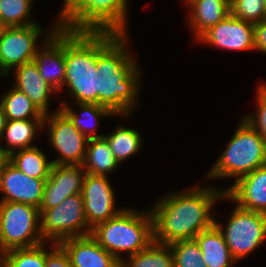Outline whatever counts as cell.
I'll list each match as a JSON object with an SVG mask.
<instances>
[{"instance_id":"cell-1","label":"cell","mask_w":266,"mask_h":267,"mask_svg":"<svg viewBox=\"0 0 266 267\" xmlns=\"http://www.w3.org/2000/svg\"><path fill=\"white\" fill-rule=\"evenodd\" d=\"M223 198L224 189L195 186L181 194L172 192L160 199L151 208L154 241L170 244L178 240H194L200 232L215 224L210 210L216 200Z\"/></svg>"},{"instance_id":"cell-2","label":"cell","mask_w":266,"mask_h":267,"mask_svg":"<svg viewBox=\"0 0 266 267\" xmlns=\"http://www.w3.org/2000/svg\"><path fill=\"white\" fill-rule=\"evenodd\" d=\"M127 34L116 33L97 53L98 104L126 117L137 102L140 70L126 48ZM136 101V102H135Z\"/></svg>"},{"instance_id":"cell-3","label":"cell","mask_w":266,"mask_h":267,"mask_svg":"<svg viewBox=\"0 0 266 267\" xmlns=\"http://www.w3.org/2000/svg\"><path fill=\"white\" fill-rule=\"evenodd\" d=\"M65 29V79L74 101L98 104L96 53L115 35Z\"/></svg>"},{"instance_id":"cell-4","label":"cell","mask_w":266,"mask_h":267,"mask_svg":"<svg viewBox=\"0 0 266 267\" xmlns=\"http://www.w3.org/2000/svg\"><path fill=\"white\" fill-rule=\"evenodd\" d=\"M91 236L121 262L123 257L119 253L127 252L128 256L134 255L154 240L151 210L140 213L123 209L115 217L97 224L92 229Z\"/></svg>"},{"instance_id":"cell-5","label":"cell","mask_w":266,"mask_h":267,"mask_svg":"<svg viewBox=\"0 0 266 267\" xmlns=\"http://www.w3.org/2000/svg\"><path fill=\"white\" fill-rule=\"evenodd\" d=\"M207 178H237L266 165V142L244 118Z\"/></svg>"},{"instance_id":"cell-6","label":"cell","mask_w":266,"mask_h":267,"mask_svg":"<svg viewBox=\"0 0 266 267\" xmlns=\"http://www.w3.org/2000/svg\"><path fill=\"white\" fill-rule=\"evenodd\" d=\"M127 0H80L61 20L72 31H109L126 34Z\"/></svg>"},{"instance_id":"cell-7","label":"cell","mask_w":266,"mask_h":267,"mask_svg":"<svg viewBox=\"0 0 266 267\" xmlns=\"http://www.w3.org/2000/svg\"><path fill=\"white\" fill-rule=\"evenodd\" d=\"M39 209L19 202H0V248H31L45 241L41 236ZM44 241V242H43Z\"/></svg>"},{"instance_id":"cell-8","label":"cell","mask_w":266,"mask_h":267,"mask_svg":"<svg viewBox=\"0 0 266 267\" xmlns=\"http://www.w3.org/2000/svg\"><path fill=\"white\" fill-rule=\"evenodd\" d=\"M40 229L42 239L55 244L68 238L91 235L82 195L69 196L56 207L44 210L40 214Z\"/></svg>"},{"instance_id":"cell-9","label":"cell","mask_w":266,"mask_h":267,"mask_svg":"<svg viewBox=\"0 0 266 267\" xmlns=\"http://www.w3.org/2000/svg\"><path fill=\"white\" fill-rule=\"evenodd\" d=\"M232 257L239 261L266 239V214L235 206L225 230L215 220Z\"/></svg>"},{"instance_id":"cell-10","label":"cell","mask_w":266,"mask_h":267,"mask_svg":"<svg viewBox=\"0 0 266 267\" xmlns=\"http://www.w3.org/2000/svg\"><path fill=\"white\" fill-rule=\"evenodd\" d=\"M43 33L40 24L1 27L0 29V75L33 61L38 51L37 39Z\"/></svg>"},{"instance_id":"cell-11","label":"cell","mask_w":266,"mask_h":267,"mask_svg":"<svg viewBox=\"0 0 266 267\" xmlns=\"http://www.w3.org/2000/svg\"><path fill=\"white\" fill-rule=\"evenodd\" d=\"M48 121V122H47ZM49 126V142L58 151L60 157L52 160L53 164L82 165L86 156L88 138L85 137L58 109L53 114L44 116L43 126Z\"/></svg>"},{"instance_id":"cell-12","label":"cell","mask_w":266,"mask_h":267,"mask_svg":"<svg viewBox=\"0 0 266 267\" xmlns=\"http://www.w3.org/2000/svg\"><path fill=\"white\" fill-rule=\"evenodd\" d=\"M81 195L86 220L91 229L115 217L123 210L114 207L115 196L107 176L86 173Z\"/></svg>"},{"instance_id":"cell-13","label":"cell","mask_w":266,"mask_h":267,"mask_svg":"<svg viewBox=\"0 0 266 267\" xmlns=\"http://www.w3.org/2000/svg\"><path fill=\"white\" fill-rule=\"evenodd\" d=\"M51 29L33 62L41 77L57 91L64 86L65 79V29L60 27L59 22Z\"/></svg>"},{"instance_id":"cell-14","label":"cell","mask_w":266,"mask_h":267,"mask_svg":"<svg viewBox=\"0 0 266 267\" xmlns=\"http://www.w3.org/2000/svg\"><path fill=\"white\" fill-rule=\"evenodd\" d=\"M85 176L82 165L53 164L44 185L39 213L56 207L69 196L81 194Z\"/></svg>"},{"instance_id":"cell-15","label":"cell","mask_w":266,"mask_h":267,"mask_svg":"<svg viewBox=\"0 0 266 267\" xmlns=\"http://www.w3.org/2000/svg\"><path fill=\"white\" fill-rule=\"evenodd\" d=\"M47 179L31 178L22 173L8 159L0 171V202H19L39 208Z\"/></svg>"},{"instance_id":"cell-16","label":"cell","mask_w":266,"mask_h":267,"mask_svg":"<svg viewBox=\"0 0 266 267\" xmlns=\"http://www.w3.org/2000/svg\"><path fill=\"white\" fill-rule=\"evenodd\" d=\"M198 41L230 50H255L254 24L230 14L205 31Z\"/></svg>"},{"instance_id":"cell-17","label":"cell","mask_w":266,"mask_h":267,"mask_svg":"<svg viewBox=\"0 0 266 267\" xmlns=\"http://www.w3.org/2000/svg\"><path fill=\"white\" fill-rule=\"evenodd\" d=\"M240 208L266 214V165L258 167L225 190V198Z\"/></svg>"},{"instance_id":"cell-18","label":"cell","mask_w":266,"mask_h":267,"mask_svg":"<svg viewBox=\"0 0 266 267\" xmlns=\"http://www.w3.org/2000/svg\"><path fill=\"white\" fill-rule=\"evenodd\" d=\"M74 267H120L121 262L91 236L74 237L59 243Z\"/></svg>"},{"instance_id":"cell-19","label":"cell","mask_w":266,"mask_h":267,"mask_svg":"<svg viewBox=\"0 0 266 267\" xmlns=\"http://www.w3.org/2000/svg\"><path fill=\"white\" fill-rule=\"evenodd\" d=\"M14 69L16 82L12 84L13 87L25 93L44 115L48 114L49 97L56 90L41 77L33 61Z\"/></svg>"},{"instance_id":"cell-20","label":"cell","mask_w":266,"mask_h":267,"mask_svg":"<svg viewBox=\"0 0 266 267\" xmlns=\"http://www.w3.org/2000/svg\"><path fill=\"white\" fill-rule=\"evenodd\" d=\"M189 24L198 39L205 31L230 15V0H192Z\"/></svg>"},{"instance_id":"cell-21","label":"cell","mask_w":266,"mask_h":267,"mask_svg":"<svg viewBox=\"0 0 266 267\" xmlns=\"http://www.w3.org/2000/svg\"><path fill=\"white\" fill-rule=\"evenodd\" d=\"M195 240L200 246L203 262L207 267H230L231 264L237 262L232 257L221 231L215 224L200 232Z\"/></svg>"},{"instance_id":"cell-22","label":"cell","mask_w":266,"mask_h":267,"mask_svg":"<svg viewBox=\"0 0 266 267\" xmlns=\"http://www.w3.org/2000/svg\"><path fill=\"white\" fill-rule=\"evenodd\" d=\"M44 119L7 120L1 140L6 139L7 148L3 152L8 157L17 150L34 147L31 145L37 129L43 128ZM6 148V149H5Z\"/></svg>"},{"instance_id":"cell-23","label":"cell","mask_w":266,"mask_h":267,"mask_svg":"<svg viewBox=\"0 0 266 267\" xmlns=\"http://www.w3.org/2000/svg\"><path fill=\"white\" fill-rule=\"evenodd\" d=\"M86 147V156L82 164L86 173L106 176L118 167L119 163L104 136L88 139Z\"/></svg>"},{"instance_id":"cell-24","label":"cell","mask_w":266,"mask_h":267,"mask_svg":"<svg viewBox=\"0 0 266 267\" xmlns=\"http://www.w3.org/2000/svg\"><path fill=\"white\" fill-rule=\"evenodd\" d=\"M80 108L81 116L75 113L74 109L71 108L68 103H63L59 109L70 119L73 125L88 139L103 137V135H93L96 128L95 125L100 122L99 118L109 115L113 116L114 114L106 107L99 105L97 103H76ZM90 122V123H89ZM93 122V123H92ZM96 122V124H95ZM89 123V125H88ZM91 123L93 126H91ZM90 127V128H89Z\"/></svg>"},{"instance_id":"cell-25","label":"cell","mask_w":266,"mask_h":267,"mask_svg":"<svg viewBox=\"0 0 266 267\" xmlns=\"http://www.w3.org/2000/svg\"><path fill=\"white\" fill-rule=\"evenodd\" d=\"M8 160L25 175L38 179H48L53 165L36 145L13 152Z\"/></svg>"},{"instance_id":"cell-26","label":"cell","mask_w":266,"mask_h":267,"mask_svg":"<svg viewBox=\"0 0 266 267\" xmlns=\"http://www.w3.org/2000/svg\"><path fill=\"white\" fill-rule=\"evenodd\" d=\"M122 260L120 267H174V258L169 244L152 241L144 250Z\"/></svg>"},{"instance_id":"cell-27","label":"cell","mask_w":266,"mask_h":267,"mask_svg":"<svg viewBox=\"0 0 266 267\" xmlns=\"http://www.w3.org/2000/svg\"><path fill=\"white\" fill-rule=\"evenodd\" d=\"M0 104L7 120L44 119V114L29 97L12 86L1 96Z\"/></svg>"},{"instance_id":"cell-28","label":"cell","mask_w":266,"mask_h":267,"mask_svg":"<svg viewBox=\"0 0 266 267\" xmlns=\"http://www.w3.org/2000/svg\"><path fill=\"white\" fill-rule=\"evenodd\" d=\"M112 153L120 164L129 156L140 151L142 139L140 133L133 128L119 125L111 134H105Z\"/></svg>"},{"instance_id":"cell-29","label":"cell","mask_w":266,"mask_h":267,"mask_svg":"<svg viewBox=\"0 0 266 267\" xmlns=\"http://www.w3.org/2000/svg\"><path fill=\"white\" fill-rule=\"evenodd\" d=\"M33 0H0V26H28L34 21L28 19Z\"/></svg>"},{"instance_id":"cell-30","label":"cell","mask_w":266,"mask_h":267,"mask_svg":"<svg viewBox=\"0 0 266 267\" xmlns=\"http://www.w3.org/2000/svg\"><path fill=\"white\" fill-rule=\"evenodd\" d=\"M169 246L174 258V267H207L195 239L178 240L170 243Z\"/></svg>"},{"instance_id":"cell-31","label":"cell","mask_w":266,"mask_h":267,"mask_svg":"<svg viewBox=\"0 0 266 267\" xmlns=\"http://www.w3.org/2000/svg\"><path fill=\"white\" fill-rule=\"evenodd\" d=\"M44 243L31 247L13 249L4 253L3 267H45Z\"/></svg>"},{"instance_id":"cell-32","label":"cell","mask_w":266,"mask_h":267,"mask_svg":"<svg viewBox=\"0 0 266 267\" xmlns=\"http://www.w3.org/2000/svg\"><path fill=\"white\" fill-rule=\"evenodd\" d=\"M230 14L237 19L258 23L266 19V0H230Z\"/></svg>"},{"instance_id":"cell-33","label":"cell","mask_w":266,"mask_h":267,"mask_svg":"<svg viewBox=\"0 0 266 267\" xmlns=\"http://www.w3.org/2000/svg\"><path fill=\"white\" fill-rule=\"evenodd\" d=\"M257 95L258 110L255 114L245 115L244 119L257 130L266 142V84L259 85Z\"/></svg>"},{"instance_id":"cell-34","label":"cell","mask_w":266,"mask_h":267,"mask_svg":"<svg viewBox=\"0 0 266 267\" xmlns=\"http://www.w3.org/2000/svg\"><path fill=\"white\" fill-rule=\"evenodd\" d=\"M54 250L45 248V267H74L66 251L60 244L52 243Z\"/></svg>"},{"instance_id":"cell-35","label":"cell","mask_w":266,"mask_h":267,"mask_svg":"<svg viewBox=\"0 0 266 267\" xmlns=\"http://www.w3.org/2000/svg\"><path fill=\"white\" fill-rule=\"evenodd\" d=\"M254 48L266 53V19L254 24Z\"/></svg>"},{"instance_id":"cell-36","label":"cell","mask_w":266,"mask_h":267,"mask_svg":"<svg viewBox=\"0 0 266 267\" xmlns=\"http://www.w3.org/2000/svg\"><path fill=\"white\" fill-rule=\"evenodd\" d=\"M80 0H64L63 8L59 13L58 21L61 20Z\"/></svg>"},{"instance_id":"cell-37","label":"cell","mask_w":266,"mask_h":267,"mask_svg":"<svg viewBox=\"0 0 266 267\" xmlns=\"http://www.w3.org/2000/svg\"><path fill=\"white\" fill-rule=\"evenodd\" d=\"M6 122H7V118H6V115L4 114L2 106L0 104V140H1V136L3 134V130L6 126Z\"/></svg>"},{"instance_id":"cell-38","label":"cell","mask_w":266,"mask_h":267,"mask_svg":"<svg viewBox=\"0 0 266 267\" xmlns=\"http://www.w3.org/2000/svg\"><path fill=\"white\" fill-rule=\"evenodd\" d=\"M2 149H3V147L0 146V171H1V168H2V165L4 164V162L8 159V157L4 154Z\"/></svg>"},{"instance_id":"cell-39","label":"cell","mask_w":266,"mask_h":267,"mask_svg":"<svg viewBox=\"0 0 266 267\" xmlns=\"http://www.w3.org/2000/svg\"><path fill=\"white\" fill-rule=\"evenodd\" d=\"M4 264V252L0 248V267H3Z\"/></svg>"}]
</instances>
